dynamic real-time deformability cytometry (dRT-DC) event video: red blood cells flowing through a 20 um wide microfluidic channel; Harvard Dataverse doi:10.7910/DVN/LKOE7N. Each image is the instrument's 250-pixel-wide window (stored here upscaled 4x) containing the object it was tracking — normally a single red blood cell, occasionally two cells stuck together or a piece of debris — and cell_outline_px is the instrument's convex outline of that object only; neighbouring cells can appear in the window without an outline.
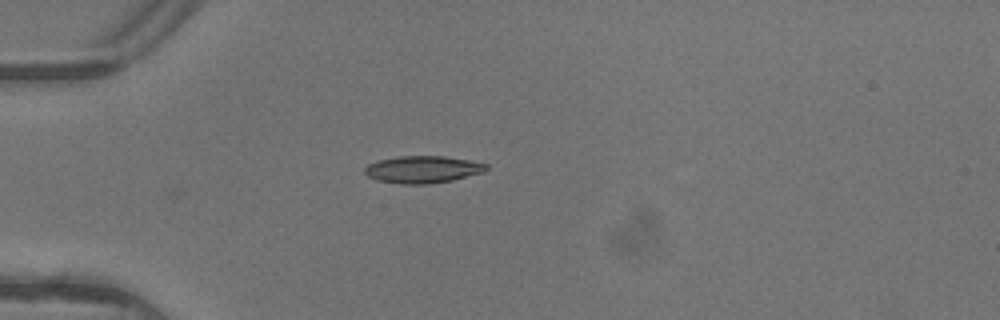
{"species": "common noctule bat (a hibernating species)", "species_latin": "Nyctalus noctula", "temperature_condition": "warm", "stored_images_in_passage": 1, "camera_frame_rate_fps": 3000, "um_per_image_px": 0.085, "animal": {"sex": "female"}, "frame": {"image": 1, "passage_image": 1, "time_ms": 0.0, "image_size_px": [1000, 320], "cell_outline_px": [[488, 168], [484, 172], [452, 180], [428, 184], [400, 184], [376, 180], [368, 176], [364, 172], [364, 168], [368, 164], [380, 160], [400, 156], [444, 156], [468, 160], [488, 164]], "centroid_in_image_um": [35.93, 14.41], "position_along_channel_um": 49.1, "area_um2": 19.19}}